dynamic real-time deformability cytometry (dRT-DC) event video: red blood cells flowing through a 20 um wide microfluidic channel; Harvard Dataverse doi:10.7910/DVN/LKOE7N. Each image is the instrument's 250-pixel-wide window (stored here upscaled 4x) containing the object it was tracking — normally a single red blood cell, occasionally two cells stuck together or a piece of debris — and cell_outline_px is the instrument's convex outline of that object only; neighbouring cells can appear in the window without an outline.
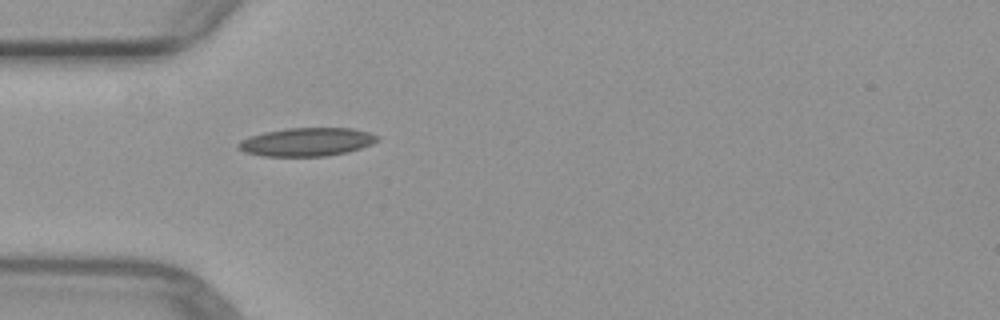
{"species": "common noctule bat (a hibernating species)", "species_latin": "Nyctalus noctula", "temperature_condition": "warm", "stored_images_in_passage": 3, "camera_frame_rate_fps": 3000, "um_per_image_px": 0.085, "animal": {"sex": "female", "body_mass_g": 29.2, "forearm_length_mm": 56.3}, "frame": {"image": 1, "passage_image": 3, "time_ms": 2.333, "image_size_px": [1000, 320], "cell_outline_px": [[380, 140], [372, 144], [348, 152], [324, 156], [264, 156], [244, 152], [236, 144], [240, 140], [264, 132], [288, 128], [352, 128], [368, 132], [380, 136]], "centroid_in_image_um": [26.11, 12.06], "position_along_channel_um": 58.9, "area_um2": 22.95}}